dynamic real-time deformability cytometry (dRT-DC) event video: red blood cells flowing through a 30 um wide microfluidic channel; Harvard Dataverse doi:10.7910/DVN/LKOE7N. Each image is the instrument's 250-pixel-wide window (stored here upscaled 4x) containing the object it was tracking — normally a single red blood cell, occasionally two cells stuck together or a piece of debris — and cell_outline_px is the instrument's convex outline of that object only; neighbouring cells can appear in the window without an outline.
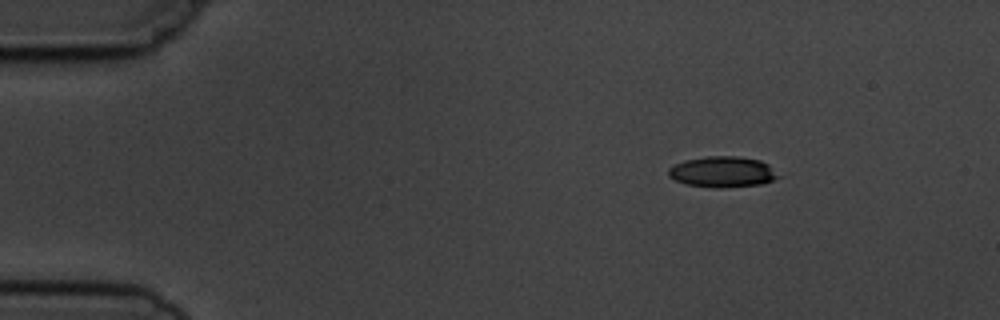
{"species": "common noctule bat (a hibernating species)", "species_latin": "Nyctalus noctula", "temperature_condition": "cold", "stored_images_in_passage": 4, "camera_frame_rate_fps": 3000, "um_per_image_px": 0.085, "animal": {"sex": "male", "body_mass_g": 19.5, "forearm_length_mm": 54.6}, "frame": {"image": 1, "passage_image": 1, "time_ms": 0.0, "image_size_px": [1000, 320], "cell_outline_px": [[780, 176], [772, 180], [760, 184], [720, 188], [716, 188], [684, 184], [668, 176], [668, 168], [684, 160], [708, 156], [736, 156], [760, 160], [768, 164]], "centroid_in_image_um": [61.39, 14.61], "position_along_channel_um": 23.6, "area_um2": 19.65}}
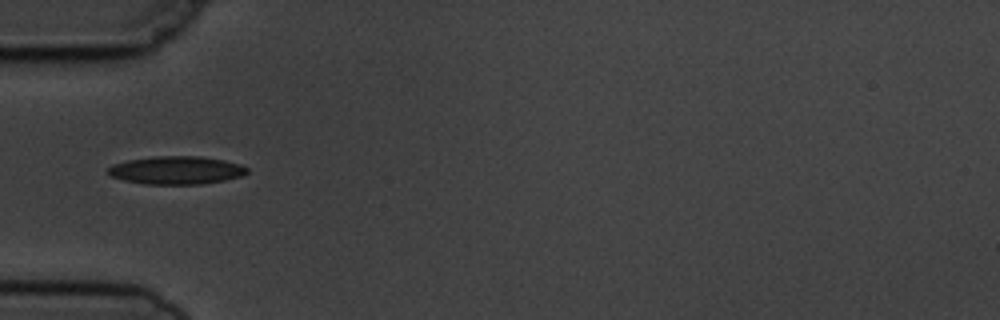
{"frame": {"image": 2, "passage_image": 4, "time_ms": 3.333, "image_size_px": [1000, 320], "cell_outline_px": [[248, 172], [244, 176], [224, 180], [200, 184], [144, 184], [124, 180], [108, 176], [108, 168], [112, 164], [128, 160], [156, 156], [200, 156], [224, 160], [240, 164], [248, 168]], "centroid_in_image_um": [14.99, 14.47], "position_along_channel_um": 70.0, "area_um2": 22.83}}